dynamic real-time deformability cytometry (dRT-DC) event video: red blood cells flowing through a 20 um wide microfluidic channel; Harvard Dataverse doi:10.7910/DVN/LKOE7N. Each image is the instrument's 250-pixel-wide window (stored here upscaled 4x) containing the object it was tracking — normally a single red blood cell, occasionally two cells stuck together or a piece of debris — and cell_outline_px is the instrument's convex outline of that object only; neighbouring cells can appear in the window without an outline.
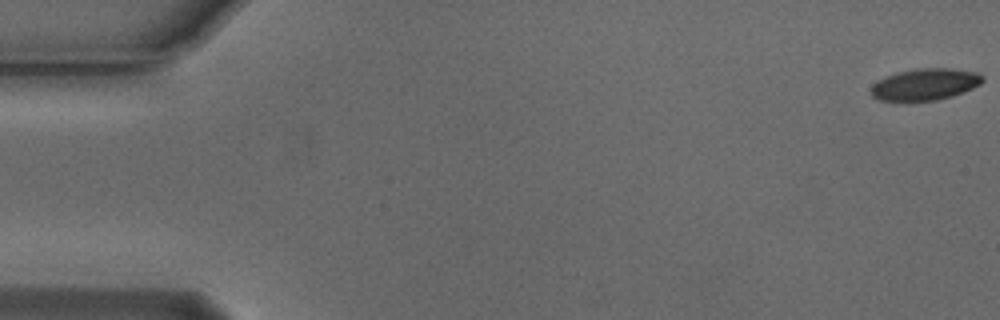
{"species": "Egyptian fruit bat (a non-hibernating species)", "species_latin": "Rousettus aegyptiacus", "temperature_condition": "cold", "stored_images_in_passage": 50, "camera_frame_rate_fps": 3000, "um_per_image_px": 0.085, "animal": {"sex": "male"}, "frame": {"image": 1, "passage_image": 1, "time_ms": 0.0, "image_size_px": [1000, 320], "cell_outline_px": [[984, 80], [980, 84], [972, 88], [952, 96], [936, 100], [876, 100], [872, 96], [872, 84], [876, 80], [896, 72], [916, 68], [948, 68], [976, 72], [984, 76]], "centroid_in_image_um": [78.62, 7.15], "position_along_channel_um": 6.4, "area_um2": 20.52}}
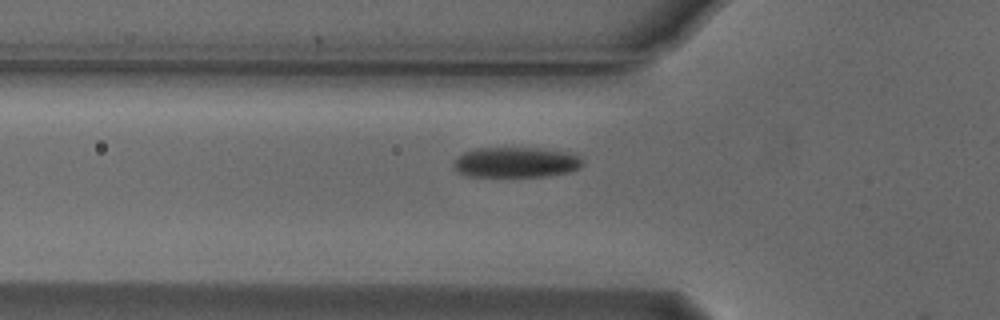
{"frame": {"image": 2, "passage_image": 19, "time_ms": 6.0, "image_size_px": [1000, 320], "cell_outline_px": [[584, 164], [580, 168], [568, 172], [544, 176], [464, 176], [456, 172], [452, 168], [452, 164], [464, 152], [476, 148], [536, 148], [564, 152], [580, 156], [584, 160]], "centroid_in_image_um": [43.83, 13.8], "position_along_channel_um": 82.0, "area_um2": 22.83}}
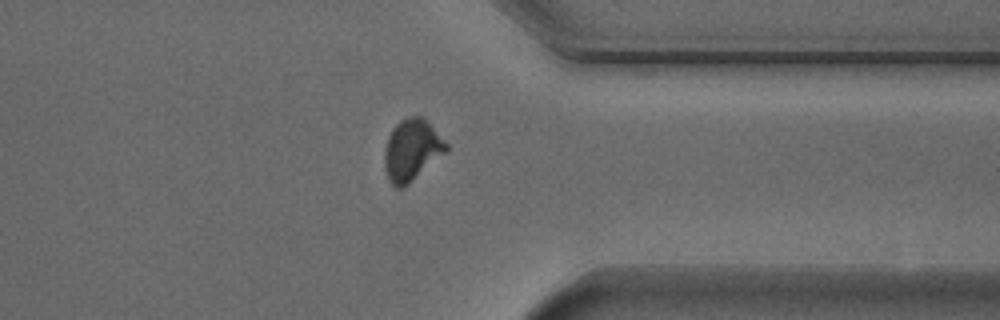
{"frame": {"image": 3, "passage_image": 43, "time_ms": 14.0, "image_size_px": [1000, 320], "cell_outline_px": [[448, 152], [404, 188], [396, 188], [388, 180], [384, 168], [384, 152], [388, 136], [392, 128], [400, 120], [408, 116], [424, 116], [448, 144]], "centroid_in_image_um": [35.02, 12.76], "position_along_channel_um": 376.4, "area_um2": 22.66}, "authors_computed_cell_mechanics": {"area_um2": 22.3686, "velocity_mm_per_s": 3.7506, "shape_relaxation_time_tau1_ms": 2.1321, "shape_relaxation_time_tau2_ms": 8.9794, "deformation_change_tau1": 0.11, "deformation_change_tau2": 0.0741}}